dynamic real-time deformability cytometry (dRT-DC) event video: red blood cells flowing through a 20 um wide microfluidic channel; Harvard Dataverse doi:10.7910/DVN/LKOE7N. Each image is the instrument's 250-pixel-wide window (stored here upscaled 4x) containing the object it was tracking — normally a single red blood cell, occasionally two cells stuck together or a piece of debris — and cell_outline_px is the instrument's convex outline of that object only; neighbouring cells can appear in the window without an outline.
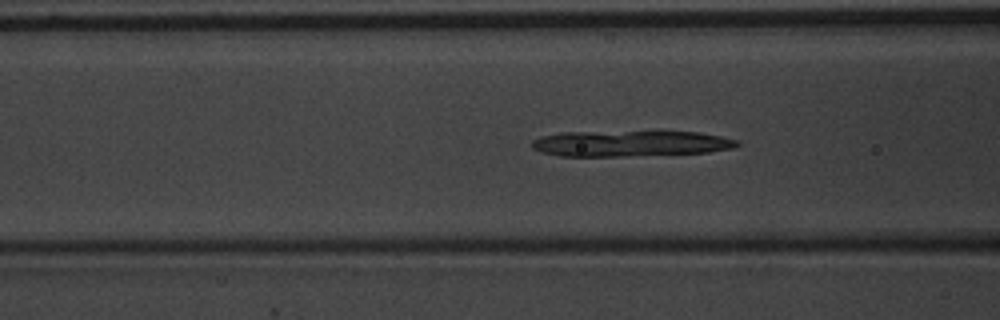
{"species": "common noctule bat (a hibernating species)", "species_latin": "Nyctalus noctula", "temperature_condition": "warm", "stored_images_in_passage": 40, "camera_frame_rate_fps": 3000, "um_per_image_px": 0.085, "animal": {"sex": "male", "body_mass_g": 20.1, "forearm_length_mm": 53.5}, "frame": {"image": 1, "passage_image": 6, "time_ms": 1.667, "image_size_px": [1000, 320], "cell_outline_px": [[740, 144], [732, 148], [708, 152], [620, 156], [560, 156], [540, 152], [532, 148], [532, 140], [540, 136], [560, 132], [656, 128], [700, 132], [740, 140]], "centroid_in_image_um": [53.6, 12.13], "position_along_channel_um": 113.0, "area_um2": 32.77}}
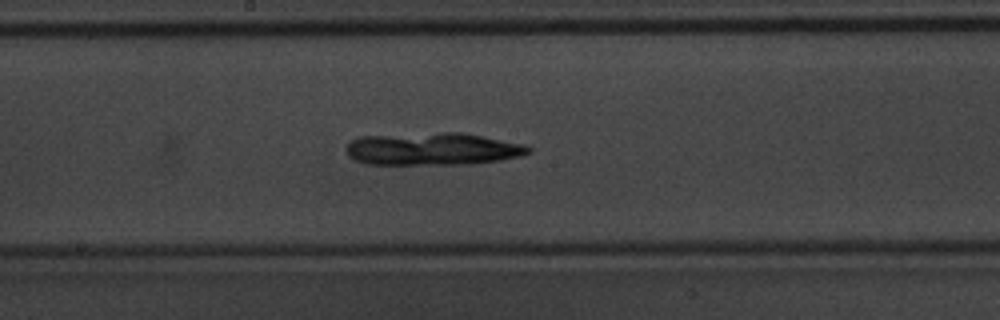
{"frame": {"image": 2, "passage_image": 14, "time_ms": 4.333, "image_size_px": [1000, 320], "cell_outline_px": [[532, 152], [500, 160], [472, 164], [364, 164], [348, 156], [348, 144], [352, 140], [360, 136], [440, 132], [460, 132], [520, 144], [532, 148]], "centroid_in_image_um": [36.73, 12.66], "position_along_channel_um": 211.5, "area_um2": 34.22}}
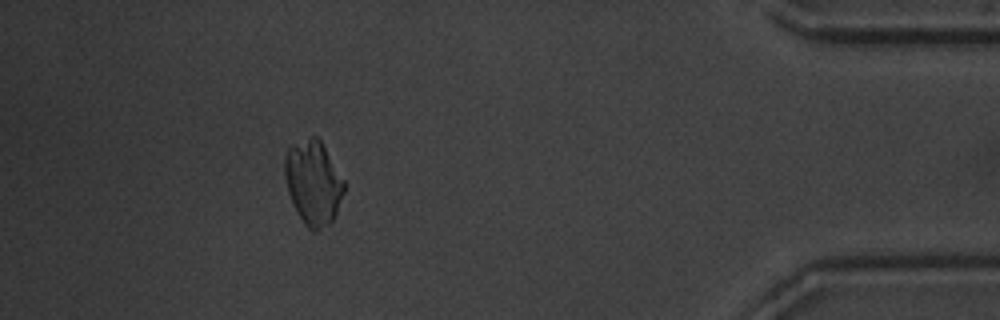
{"frame": {"image": 3, "passage_image": 34, "time_ms": 11.0, "image_size_px": [1000, 320], "cell_outline_px": [[344, 192], [336, 216], [328, 224], [316, 232], [312, 232], [304, 224], [296, 212], [288, 192], [284, 176], [284, 160], [288, 148], [292, 144], [312, 136], [316, 136], [320, 140], [344, 180]], "centroid_in_image_um": [26.61, 15.55], "position_along_channel_um": 408.6, "area_um2": 29.19}}